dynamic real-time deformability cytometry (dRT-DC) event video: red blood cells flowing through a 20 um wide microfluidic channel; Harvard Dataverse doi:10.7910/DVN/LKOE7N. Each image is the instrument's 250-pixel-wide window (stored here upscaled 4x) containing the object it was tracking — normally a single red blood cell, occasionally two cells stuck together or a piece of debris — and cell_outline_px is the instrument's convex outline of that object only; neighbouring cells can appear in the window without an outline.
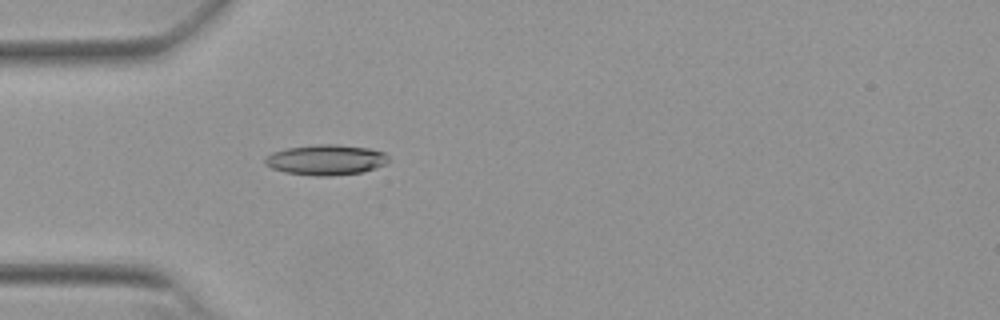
{"species": "Egyptian fruit bat (a non-hibernating species)", "species_latin": "Rousettus aegyptiacus", "temperature_condition": "warm", "stored_images_in_passage": 36, "camera_frame_rate_fps": 3000, "um_per_image_px": 0.085, "animal": {"sex": "female"}, "frame": {"image": 1, "passage_image": 1, "time_ms": 0.0, "image_size_px": [1000, 320], "cell_outline_px": [[388, 160], [384, 164], [376, 168], [360, 172], [328, 176], [316, 176], [284, 172], [272, 168], [264, 164], [264, 156], [272, 152], [288, 148], [320, 144], [336, 144], [368, 148], [384, 152], [388, 156]], "centroid_in_image_um": [27.67, 13.58], "position_along_channel_um": 57.3, "area_um2": 21.79}}
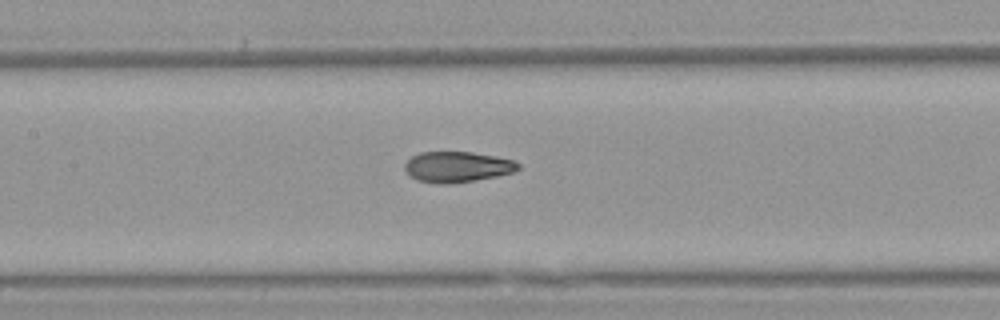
{"frame": {"image": 2, "passage_image": 10, "time_ms": 3.0, "image_size_px": [1000, 320], "cell_outline_px": [[520, 168], [512, 172], [496, 176], [476, 180], [452, 184], [436, 184], [416, 180], [408, 176], [404, 168], [404, 164], [412, 156], [420, 152], [472, 152], [512, 160], [520, 164]], "centroid_in_image_um": [38.8, 14.2], "position_along_channel_um": 168.6, "area_um2": 20.35}}
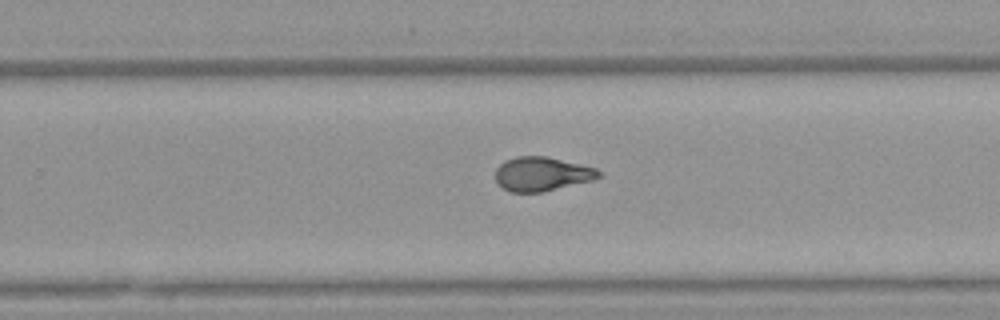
{"frame": {"image": 3, "passage_image": 19, "time_ms": 6.0, "image_size_px": [1000, 320], "cell_outline_px": [[604, 176], [592, 180], [544, 192], [508, 192], [496, 184], [496, 168], [504, 160], [516, 156], [548, 156], [596, 168]], "centroid_in_image_um": [46.04, 14.79], "position_along_channel_um": 283.8, "area_um2": 20.81}, "authors_computed_cell_mechanics": {"area_um2": 20.519, "velocity_mm_per_s": 3.8621, "shape_relaxation_time_tau1_ms": 7.2956, "shape_relaxation_time_tau2_ms": 1.3248, "deformation_change_tau1": 0.2177, "deformation_change_tau2": 0.073}}